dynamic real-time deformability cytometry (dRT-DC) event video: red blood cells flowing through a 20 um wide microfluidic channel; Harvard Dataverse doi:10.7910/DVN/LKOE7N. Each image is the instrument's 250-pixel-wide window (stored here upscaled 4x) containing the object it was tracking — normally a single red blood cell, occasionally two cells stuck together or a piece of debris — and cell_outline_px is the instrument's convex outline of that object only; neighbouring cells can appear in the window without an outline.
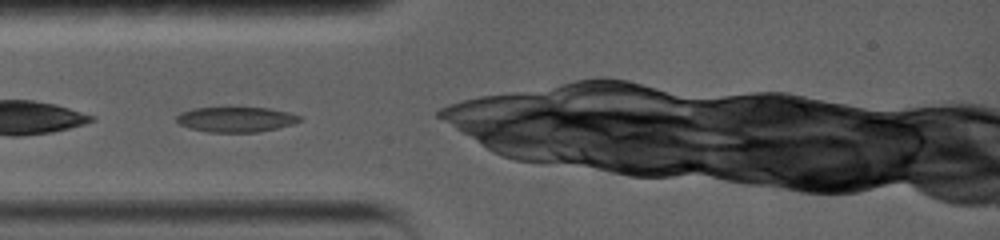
{"species": "common noctule bat (a hibernating species)", "species_latin": "Nyctalus noctula", "temperature_condition": "warm", "stored_images_in_passage": 25, "camera_frame_rate_fps": 5000, "um_per_image_px": 0.085, "animal": {"sex": "female", "body_mass_g": 19.0, "forearm_length_mm": 56.7}, "frame": {"image": 1, "passage_image": 1, "time_ms": 0.0, "image_size_px": [1000, 240], "cell_outline_px": [[304, 120], [296, 124], [256, 132], [208, 132], [188, 128], [180, 124], [176, 120], [176, 116], [180, 112], [192, 108], [224, 104], [268, 108], [288, 112], [300, 116]], "centroid_in_image_um": [20.03, 10.09], "position_along_channel_um": 65.0, "area_um2": 19.19}}